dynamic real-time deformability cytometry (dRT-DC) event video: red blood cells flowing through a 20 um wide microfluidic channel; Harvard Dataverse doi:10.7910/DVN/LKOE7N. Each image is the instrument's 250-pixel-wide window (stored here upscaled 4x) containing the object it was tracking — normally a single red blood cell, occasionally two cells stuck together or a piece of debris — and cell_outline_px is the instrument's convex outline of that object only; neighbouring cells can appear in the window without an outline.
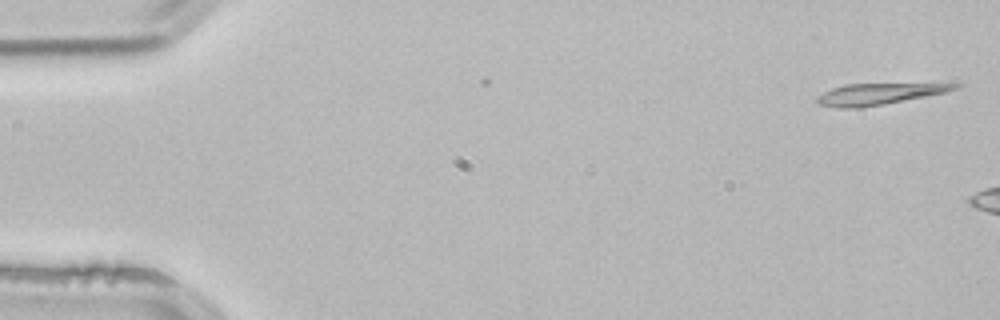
{"species": "common noctule bat (a hibernating species)", "species_latin": "Nyctalus noctula", "temperature_condition": "room temperature", "stored_images_in_passage": 3, "segment_of_instrument_passage": [2, 2], "camera_frame_rate_fps": 3000, "um_per_image_px": 0.085, "animal": {"sex": "male", "body_mass_g": 21.5, "forearm_length_mm": 52.0}, "frame": {"image": 1, "passage_image": 3, "time_ms": 0.667, "image_size_px": [1000, 320], "cell_outline_px": [[964, 84], [948, 92], [884, 104], [860, 108], [836, 108], [820, 104], [816, 100], [816, 96], [832, 88], [844, 84]], "centroid_in_image_um": [74.64, 8.0], "position_along_channel_um": 10.4, "area_um2": 16.88}}